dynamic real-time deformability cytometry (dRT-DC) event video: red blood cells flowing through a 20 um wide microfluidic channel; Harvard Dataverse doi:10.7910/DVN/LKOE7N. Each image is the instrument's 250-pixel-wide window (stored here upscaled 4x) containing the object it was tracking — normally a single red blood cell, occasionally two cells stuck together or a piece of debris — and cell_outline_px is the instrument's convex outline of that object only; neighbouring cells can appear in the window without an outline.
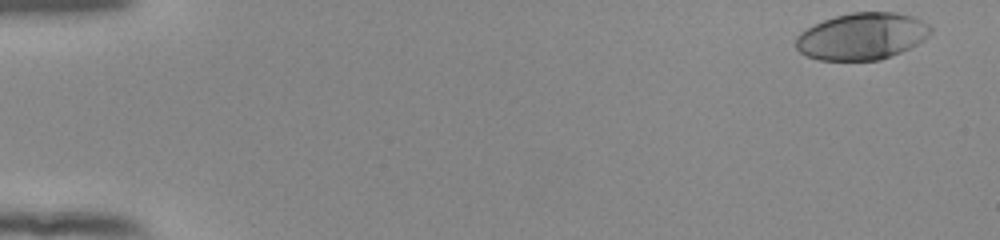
{"species": "human", "species_latin": "Homo sapiens", "temperature_condition": "room temperature", "stored_images_in_passage": 52, "camera_frame_rate_fps": 3000, "um_per_image_px": 0.085, "donor": {"sex": "female"}, "frame": {"image": 1, "passage_image": 1, "time_ms": 0.0, "image_size_px": [1000, 240], "cell_outline_px": [[932, 32], [924, 40], [900, 52], [880, 60], [820, 60], [808, 56], [800, 52], [796, 48], [796, 36], [800, 32], [824, 20], [836, 16], [852, 12], [896, 12], [912, 16], [928, 24], [932, 28]], "centroid_in_image_um": [73.27, 3.08], "position_along_channel_um": 11.7, "area_um2": 36.59}}
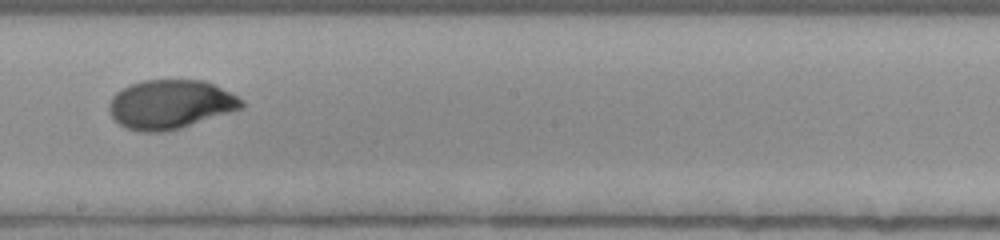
{"frame": {"image": 2, "passage_image": 30, "time_ms": 9.667, "image_size_px": [1000, 240], "cell_outline_px": [[244, 108], [180, 128], [160, 132], [140, 132], [124, 128], [112, 116], [108, 108], [108, 104], [112, 96], [120, 88], [128, 84], [144, 80], [204, 80], [232, 92], [244, 100]], "centroid_in_image_um": [14.48, 8.86], "position_along_channel_um": 233.7, "area_um2": 38.21}}
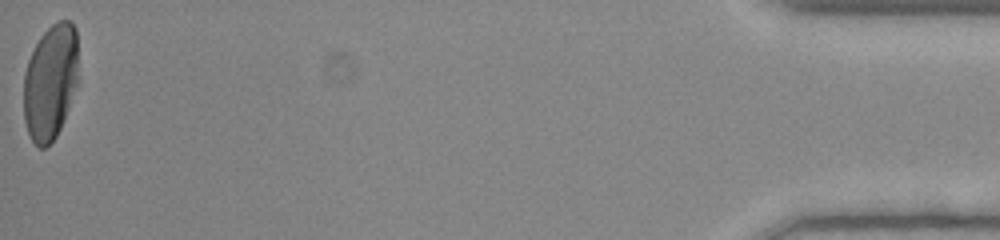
{"frame": {"image": 3, "passage_image": 52, "time_ms": 17.0, "image_size_px": [1000, 240], "cell_outline_px": [[80, 84], [64, 120], [56, 136], [44, 148], [40, 148], [32, 140], [28, 132], [24, 120], [24, 72], [28, 60], [40, 36], [52, 24], [60, 20], [68, 20], [76, 28]], "centroid_in_image_um": [4.33, 6.95], "position_along_channel_um": 430.9, "area_um2": 37.57}, "authors_computed_cell_mechanics": {"area_um2": 37.4255, "velocity_mm_per_s": 3.9041, "shape_relaxation_time_tau1_ms": 4.4545, "shape_relaxation_time_tau2_ms": null, "deformation_change_tau1": 0.2249, "deformation_change_tau2": null}}